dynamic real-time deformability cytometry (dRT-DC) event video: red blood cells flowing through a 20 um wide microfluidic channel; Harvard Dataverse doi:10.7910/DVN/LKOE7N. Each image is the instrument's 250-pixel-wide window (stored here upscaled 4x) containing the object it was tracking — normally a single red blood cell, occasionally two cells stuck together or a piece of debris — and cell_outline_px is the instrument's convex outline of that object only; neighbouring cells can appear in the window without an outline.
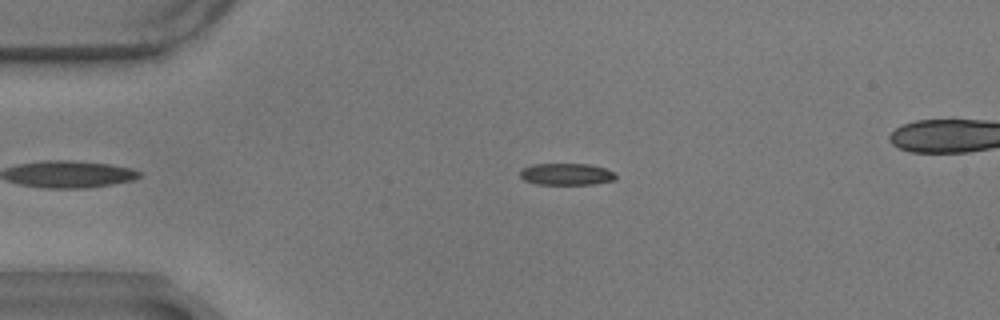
{"species": "common noctule bat (a hibernating species)", "species_latin": "Nyctalus noctula", "temperature_condition": "warm", "stored_images_in_passage": 43, "camera_frame_rate_fps": 3000, "um_per_image_px": 0.085, "animal": {"sex": "male", "body_mass_g": 17.9}, "frame": {"image": 1, "passage_image": 5, "time_ms": 1.333, "image_size_px": [1000, 320], "cell_outline_px": [[616, 180], [596, 184], [536, 184], [524, 180], [520, 176], [520, 172], [524, 168], [532, 164], [588, 164], [604, 168], [612, 172], [616, 176]], "centroid_in_image_um": [48.15, 14.81], "position_along_channel_um": 36.9, "area_um2": 12.08}}
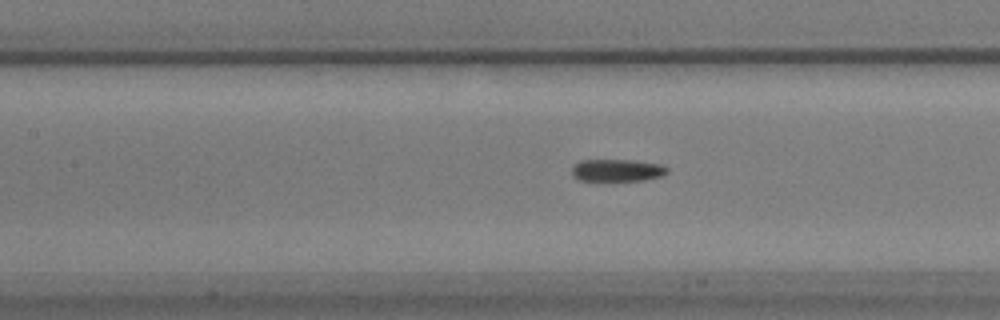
{"frame": {"image": 2, "passage_image": 18, "time_ms": 5.667, "image_size_px": [1000, 320], "cell_outline_px": [[668, 172], [664, 176], [644, 180], [576, 180], [572, 176], [572, 164], [580, 160], [636, 160], [664, 164], [668, 168]], "centroid_in_image_um": [52.48, 14.46], "position_along_channel_um": 154.9, "area_um2": 12.66}}
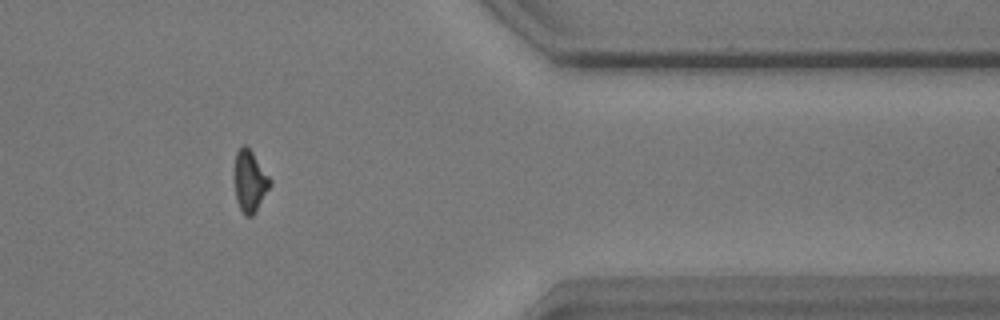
{"frame": {"image": 3, "passage_image": 40, "time_ms": 13.0, "image_size_px": [1000, 320], "cell_outline_px": [[272, 184], [256, 212], [252, 216], [244, 216], [236, 200], [236, 152], [244, 144], [252, 152], [272, 180]], "centroid_in_image_um": [21.28, 15.45], "position_along_channel_um": 390.1, "area_um2": 12.48}, "authors_computed_cell_mechanics": {"area_um2": 13.0628, "velocity_mm_per_s": 3.4979, "shape_relaxation_time_tau1_ms": 8.8552, "shape_relaxation_time_tau2_ms": null, "deformation_change_tau1": 0.2184, "deformation_change_tau2": null}}